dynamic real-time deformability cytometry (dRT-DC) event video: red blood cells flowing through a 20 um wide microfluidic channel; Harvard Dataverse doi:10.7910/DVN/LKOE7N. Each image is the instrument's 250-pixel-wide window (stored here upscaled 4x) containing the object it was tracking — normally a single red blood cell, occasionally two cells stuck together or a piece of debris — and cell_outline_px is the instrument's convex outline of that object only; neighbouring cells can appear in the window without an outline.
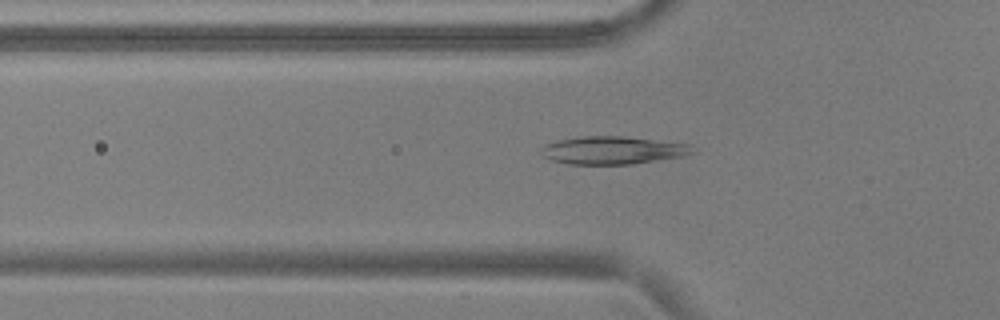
{"species": "common noctule bat (a hibernating species)", "species_latin": "Nyctalus noctula", "temperature_condition": "warm", "stored_images_in_passage": 39, "camera_frame_rate_fps": 3000, "um_per_image_px": 0.085, "animal": {"sex": "male", "body_mass_g": 17.9, "forearm_length_mm": 54.2}, "frame": {"image": 1, "passage_image": 4, "time_ms": 1.0, "image_size_px": [1000, 320], "cell_outline_px": [[696, 152], [684, 156], [632, 164], [568, 164], [552, 160], [544, 156], [540, 152], [540, 148], [548, 144], [560, 140], [584, 136], [620, 136], [688, 144]], "centroid_in_image_um": [52.09, 12.78], "position_along_channel_um": 73.7, "area_um2": 24.22}}
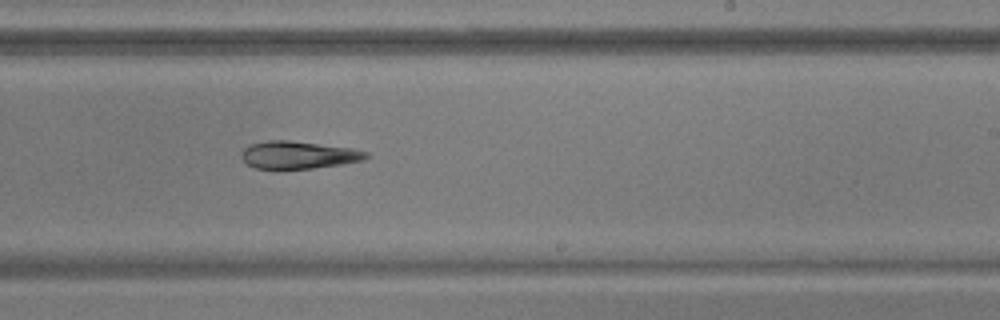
{"frame": {"image": 2, "passage_image": 19, "time_ms": 6.0, "image_size_px": [1000, 320], "cell_outline_px": [[368, 156], [364, 160], [340, 164], [312, 168], [256, 168], [248, 164], [240, 156], [244, 148], [248, 144], [268, 140], [288, 140], [352, 148], [368, 152]], "centroid_in_image_um": [25.35, 13.15], "position_along_channel_um": 263.7, "area_um2": 19.77}}
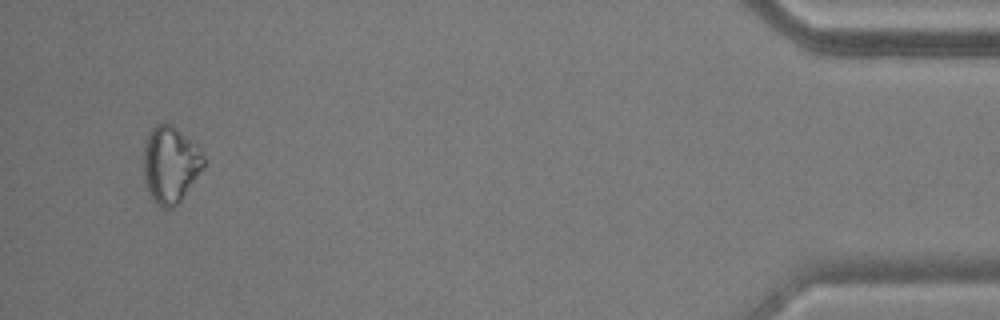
{"frame": {"image": 3, "passage_image": 37, "time_ms": 12.0, "image_size_px": [1000, 320], "cell_outline_px": [[204, 164], [180, 200], [172, 208], [164, 208], [156, 204], [148, 192], [144, 180], [144, 140], [152, 128], [156, 124], [172, 124], [192, 140], [196, 144], [204, 156]], "centroid_in_image_um": [14.44, 13.95], "position_along_channel_um": 420.8, "area_um2": 26.53}, "authors_computed_cell_mechanics": {"area_um2": 21.2126, "velocity_mm_per_s": 3.7808, "shape_relaxation_time_tau1_ms": 3.281, "shape_relaxation_time_tau2_ms": 6.3248, "deformation_change_tau1": 0.1066, "deformation_change_tau2": 0.1707}}